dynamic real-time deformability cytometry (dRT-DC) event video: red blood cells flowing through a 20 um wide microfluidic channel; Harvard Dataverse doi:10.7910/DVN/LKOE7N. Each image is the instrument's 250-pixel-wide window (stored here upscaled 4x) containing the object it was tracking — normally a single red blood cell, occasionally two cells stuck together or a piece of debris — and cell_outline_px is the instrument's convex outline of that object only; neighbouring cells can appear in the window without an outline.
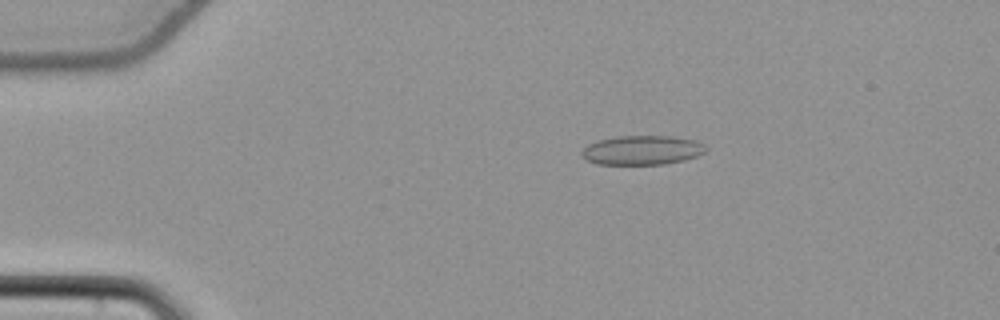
{"species": "common noctule bat (a hibernating species)", "species_latin": "Nyctalus noctula", "temperature_condition": "cold", "stored_images_in_passage": 55, "camera_frame_rate_fps": 3000, "um_per_image_px": 0.085, "animal": {"sex": "female", "body_mass_g": 22.7, "forearm_length_mm": 54.2}, "frame": {"image": 1, "passage_image": 11, "time_ms": 3.333, "image_size_px": [1000, 320], "cell_outline_px": [[708, 148], [704, 152], [696, 156], [684, 160], [664, 164], [596, 164], [588, 160], [580, 152], [588, 144], [600, 140], [616, 136], [672, 136], [696, 140], [704, 144]], "centroid_in_image_um": [54.61, 12.76], "position_along_channel_um": 30.4, "area_um2": 21.1}}
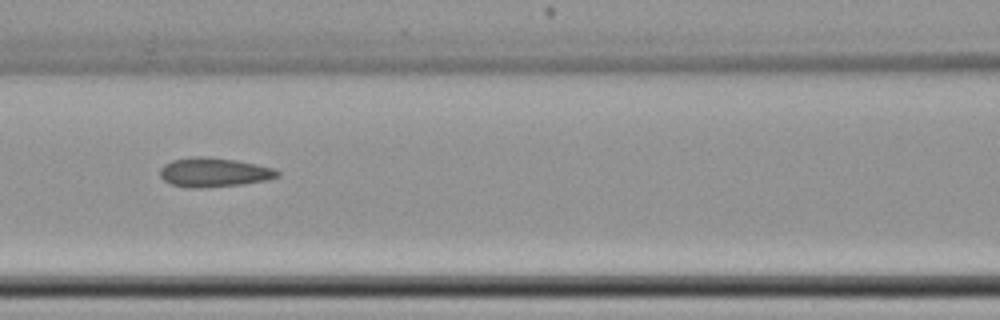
{"frame": {"image": 2, "passage_image": 25, "time_ms": 8.0, "image_size_px": [1000, 320], "cell_outline_px": [[280, 176], [268, 180], [244, 184], [204, 188], [188, 188], [168, 184], [160, 176], [160, 168], [164, 164], [172, 160], [192, 156], [208, 156], [236, 160], [276, 168], [280, 172]], "centroid_in_image_um": [18.19, 14.65], "position_along_channel_um": 148.4, "area_um2": 20.46}}
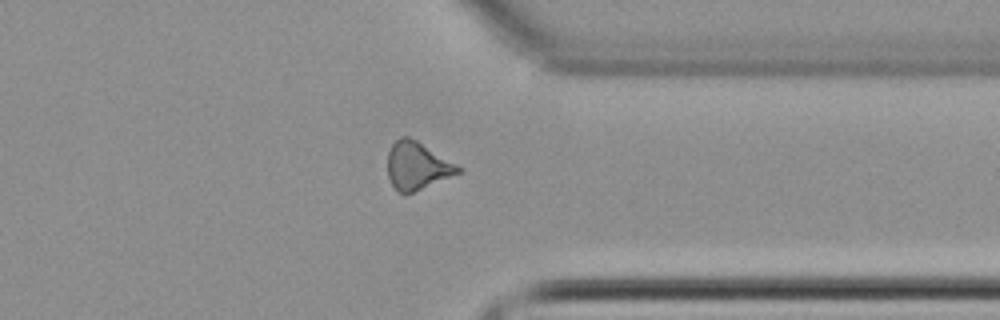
{"frame": {"image": 3, "passage_image": 43, "time_ms": 14.0, "image_size_px": [1000, 320], "cell_outline_px": [[464, 172], [404, 196], [392, 184], [388, 176], [388, 152], [392, 144], [400, 136], [408, 136], [416, 140], [464, 168]], "centroid_in_image_um": [35.5, 14.11], "position_along_channel_um": 375.9, "area_um2": 19.83}, "authors_computed_cell_mechanics": {"area_um2": 19.8254, "velocity_mm_per_s": 3.8439, "shape_relaxation_time_tau1_ms": null, "shape_relaxation_time_tau2_ms": 7.2215, "deformation_change_tau1": null, "deformation_change_tau2": 0.1324}}